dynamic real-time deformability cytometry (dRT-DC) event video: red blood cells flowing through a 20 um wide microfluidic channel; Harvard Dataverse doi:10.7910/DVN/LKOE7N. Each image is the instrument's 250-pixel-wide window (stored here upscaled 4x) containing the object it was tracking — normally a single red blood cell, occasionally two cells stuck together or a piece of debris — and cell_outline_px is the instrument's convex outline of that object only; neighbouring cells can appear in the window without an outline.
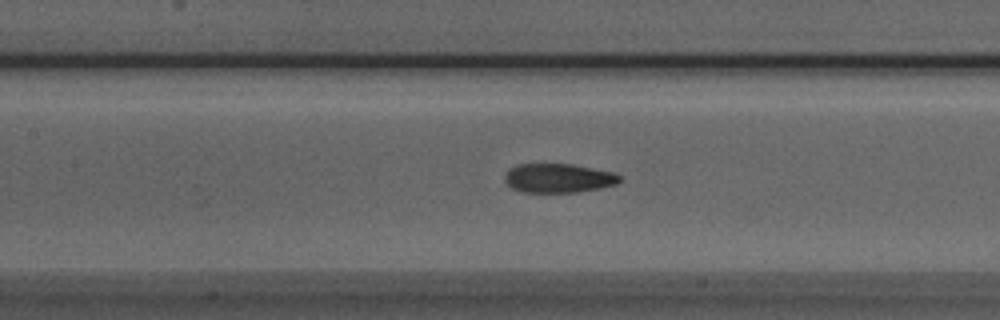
{"species": "Egyptian fruit bat (a non-hibernating species)", "species_latin": "Rousettus aegyptiacus", "temperature_condition": "room temperature", "stored_images_in_passage": 37, "camera_frame_rate_fps": 3000, "um_per_image_px": 0.085, "animal": {"sex": "male"}, "frame": {"image": 1, "passage_image": 8, "time_ms": 2.333, "image_size_px": [1000, 320], "cell_outline_px": [[620, 180], [616, 184], [600, 188], [576, 192], [520, 192], [512, 188], [504, 180], [504, 176], [508, 168], [516, 164], [572, 164], [616, 172], [620, 176]], "centroid_in_image_um": [47.44, 15.13], "position_along_channel_um": 160.0, "area_um2": 19.65}}
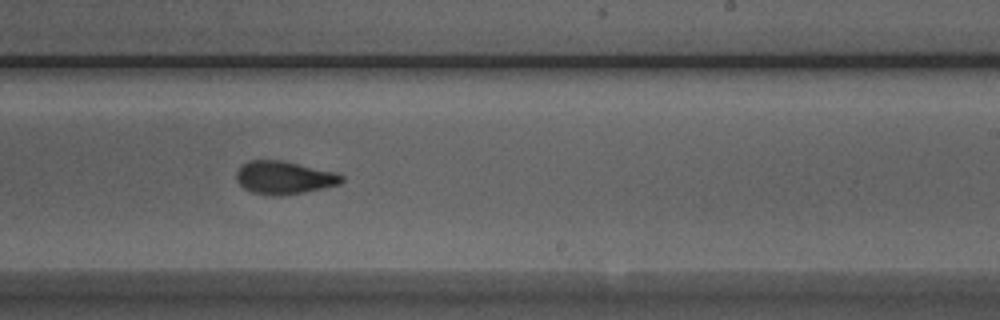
{"frame": {"image": 2, "passage_image": 16, "time_ms": 5.0, "image_size_px": [1000, 320], "cell_outline_px": [[344, 180], [340, 184], [304, 192], [280, 196], [272, 196], [252, 192], [244, 188], [236, 180], [236, 172], [240, 164], [248, 160], [280, 160], [336, 172], [344, 176]], "centroid_in_image_um": [24.12, 15.09], "position_along_channel_um": 264.9, "area_um2": 20.35}}
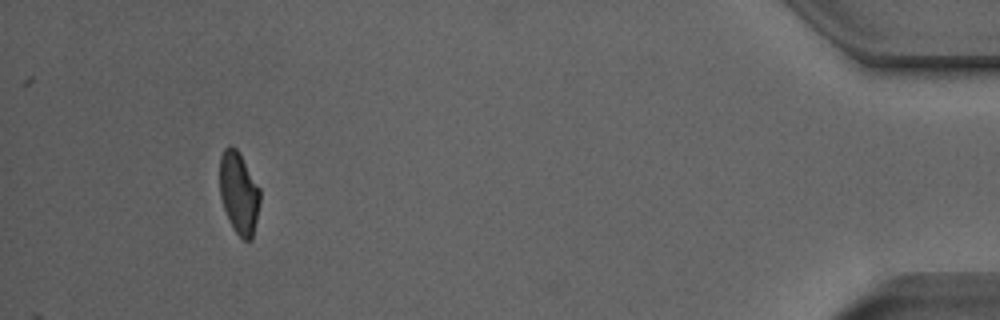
{"frame": {"image": 3, "passage_image": 33, "time_ms": 10.667, "image_size_px": [1000, 320], "cell_outline_px": [[260, 200], [252, 240], [244, 240], [236, 232], [228, 220], [220, 196], [220, 156], [224, 148], [228, 144], [232, 144], [236, 148], [260, 188]], "centroid_in_image_um": [20.29, 16.38], "position_along_channel_um": 414.9, "area_um2": 19.19}, "authors_computed_cell_mechanics": {"area_um2": 20.0566, "velocity_mm_per_s": 3.9493, "shape_relaxation_time_tau1_ms": 4.5173, "shape_relaxation_time_tau2_ms": 1.5419, "deformation_change_tau1": 0.1582, "deformation_change_tau2": 0.0719}}